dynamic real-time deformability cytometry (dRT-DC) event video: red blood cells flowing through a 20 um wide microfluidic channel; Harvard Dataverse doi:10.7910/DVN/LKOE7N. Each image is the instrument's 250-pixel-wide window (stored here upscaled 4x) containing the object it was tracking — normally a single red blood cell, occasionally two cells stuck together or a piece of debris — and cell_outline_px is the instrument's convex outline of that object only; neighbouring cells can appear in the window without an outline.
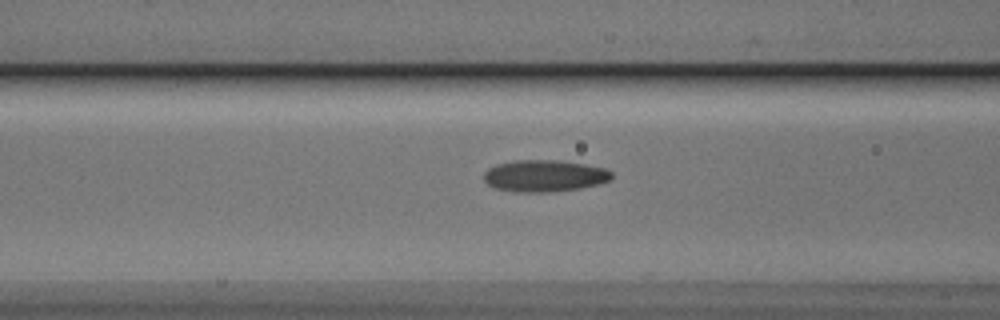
{"species": "Egyptian fruit bat (a non-hibernating species)", "species_latin": "Rousettus aegyptiacus", "temperature_condition": "cold", "stored_images_in_passage": 17, "camera_frame_rate_fps": 3000, "um_per_image_px": 0.085, "animal": {"sex": "male"}, "frame": {"image": 1, "passage_image": 15, "time_ms": 4.667, "image_size_px": [1000, 320], "cell_outline_px": [[612, 180], [600, 184], [580, 188], [552, 192], [512, 192], [496, 188], [488, 184], [484, 180], [484, 172], [488, 168], [496, 164], [516, 160], [560, 160], [584, 164], [604, 168], [612, 172]], "centroid_in_image_um": [46.28, 14.95], "position_along_channel_um": 120.3, "area_um2": 23.87}}